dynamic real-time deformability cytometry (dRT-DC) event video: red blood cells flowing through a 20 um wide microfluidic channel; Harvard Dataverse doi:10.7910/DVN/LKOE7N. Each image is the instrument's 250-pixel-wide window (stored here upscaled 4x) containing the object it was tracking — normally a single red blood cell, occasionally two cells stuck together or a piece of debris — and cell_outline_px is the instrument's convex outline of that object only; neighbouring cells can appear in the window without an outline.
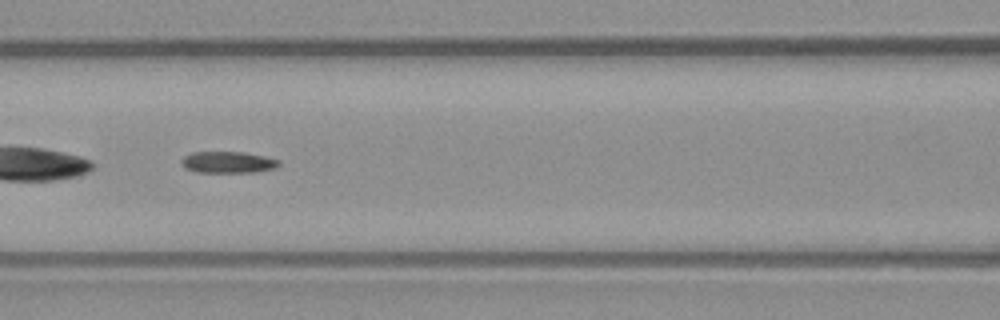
{"species": "common noctule bat (a hibernating species)", "species_latin": "Nyctalus noctula", "temperature_condition": "warm", "stored_images_in_passage": 47, "camera_frame_rate_fps": 3000, "um_per_image_px": 0.085, "animal": {"sex": "male", "body_mass_g": 23.1, "forearm_length_mm": 52.7}, "frame": {"image": 1, "passage_image": 20, "time_ms": 6.333, "image_size_px": [1000, 320], "cell_outline_px": [[280, 164], [276, 168], [256, 172], [196, 172], [184, 168], [180, 164], [180, 160], [184, 156], [192, 152], [244, 152], [264, 156], [280, 160]], "centroid_in_image_um": [19.36, 13.79], "position_along_channel_um": 147.2, "area_um2": 12.37}}
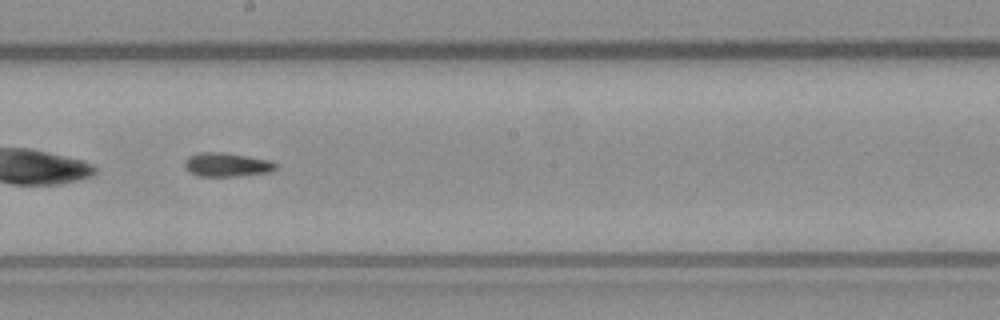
{"frame": {"image": 2, "passage_image": 26, "time_ms": 8.333, "image_size_px": [1000, 320], "cell_outline_px": [[276, 168], [272, 172], [236, 176], [196, 176], [188, 172], [184, 168], [184, 160], [188, 156], [200, 152], [224, 152], [272, 160], [276, 164]], "centroid_in_image_um": [19.25, 14.0], "position_along_channel_um": 228.9, "area_um2": 12.95}}
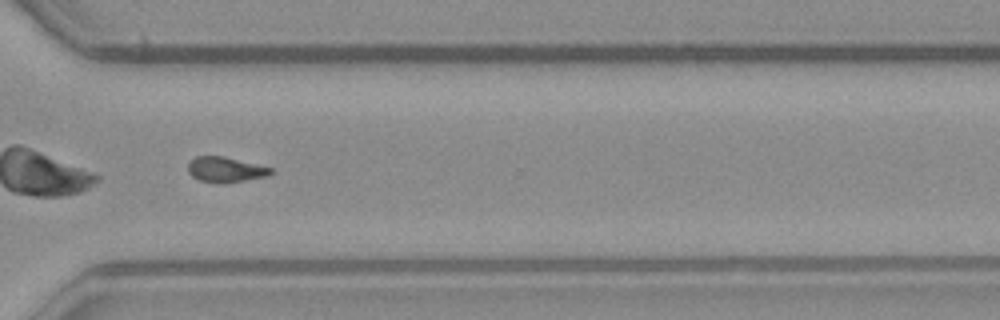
{"frame": {"image": 3, "passage_image": 35, "time_ms": 11.333, "image_size_px": [1000, 320], "cell_outline_px": [[272, 172], [268, 176], [244, 180], [200, 180], [192, 176], [188, 172], [188, 164], [196, 156], [224, 156], [272, 168]], "centroid_in_image_um": [19.17, 14.36], "position_along_channel_um": 351.4, "area_um2": 11.44}, "authors_computed_cell_mechanics": {"area_um2": 12.6582, "velocity_mm_per_s": 4.0931, "shape_relaxation_time_tau1_ms": null, "shape_relaxation_time_tau2_ms": 2.3328, "deformation_change_tau1": null, "deformation_change_tau2": 0.0974}}